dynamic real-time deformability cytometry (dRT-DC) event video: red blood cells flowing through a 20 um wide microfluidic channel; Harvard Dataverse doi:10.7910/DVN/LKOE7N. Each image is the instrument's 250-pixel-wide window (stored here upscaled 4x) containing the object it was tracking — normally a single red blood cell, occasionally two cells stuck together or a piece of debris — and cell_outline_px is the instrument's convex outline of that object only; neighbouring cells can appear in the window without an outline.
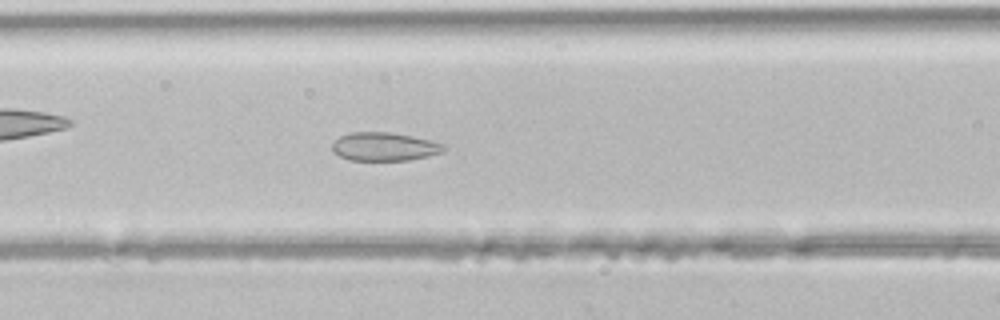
{"species": "common noctule bat (a hibernating species)", "species_latin": "Nyctalus noctula", "temperature_condition": "room temperature", "stored_images_in_passage": 45, "camera_frame_rate_fps": 3000, "um_per_image_px": 0.085, "animal": {"sex": "male", "body_mass_g": 21.5, "forearm_length_mm": 52.0}, "frame": {"image": 1, "passage_image": 18, "time_ms": 5.667, "image_size_px": [1000, 320], "cell_outline_px": [[444, 148], [440, 152], [428, 156], [408, 160], [348, 160], [332, 152], [332, 144], [340, 136], [348, 132], [388, 132], [412, 136], [432, 140], [444, 144]], "centroid_in_image_um": [32.63, 12.46], "position_along_channel_um": 134.0, "area_um2": 18.44}}
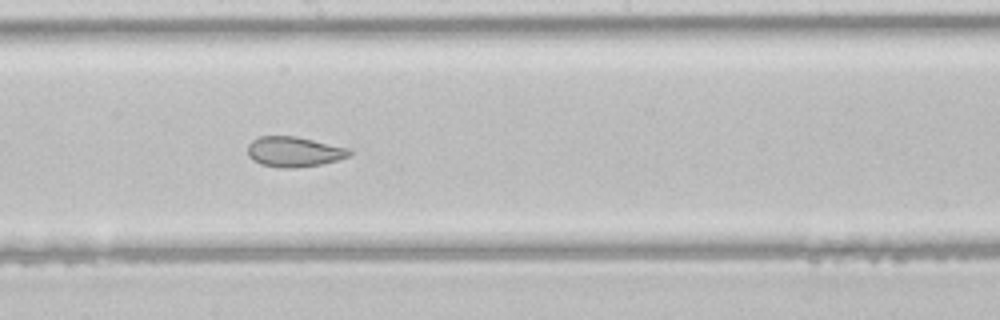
{"frame": {"image": 2, "passage_image": 24, "time_ms": 7.667, "image_size_px": [1000, 320], "cell_outline_px": [[352, 152], [348, 156], [340, 160], [320, 164], [292, 168], [280, 168], [260, 164], [252, 160], [248, 156], [248, 144], [252, 140], [260, 136], [296, 136], [348, 148]], "centroid_in_image_um": [24.96, 12.9], "position_along_channel_um": 223.2, "area_um2": 17.92}}
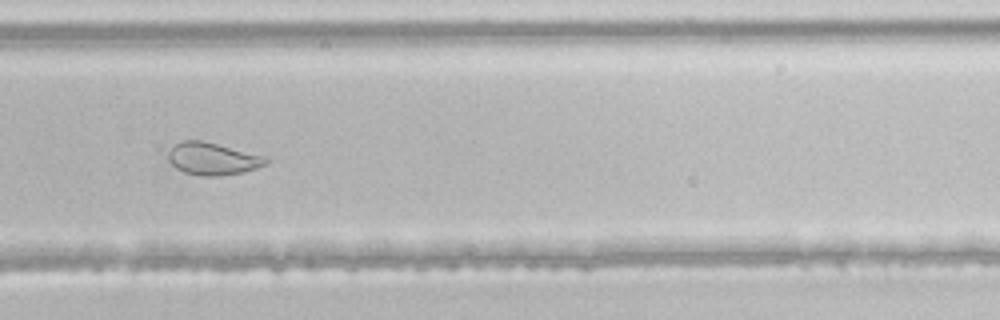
{"frame": {"image": 3, "passage_image": 30, "time_ms": 9.667, "image_size_px": [1000, 320], "cell_outline_px": [[268, 164], [244, 172], [220, 176], [200, 176], [184, 172], [176, 168], [168, 160], [168, 152], [176, 144], [184, 140], [200, 140], [268, 156]], "centroid_in_image_um": [18.11, 13.5], "position_along_channel_um": 311.7, "area_um2": 18.5}}